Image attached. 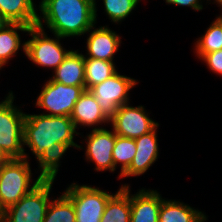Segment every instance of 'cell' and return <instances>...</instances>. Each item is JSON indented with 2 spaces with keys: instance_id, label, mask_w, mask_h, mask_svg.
Returning a JSON list of instances; mask_svg holds the SVG:
<instances>
[{
  "instance_id": "cell-5",
  "label": "cell",
  "mask_w": 222,
  "mask_h": 222,
  "mask_svg": "<svg viewBox=\"0 0 222 222\" xmlns=\"http://www.w3.org/2000/svg\"><path fill=\"white\" fill-rule=\"evenodd\" d=\"M44 30L42 21H37L36 26L29 28L27 33L32 38L25 41V55L34 64L55 70L71 50L61 46L60 39L64 37L54 35L56 38L53 39Z\"/></svg>"
},
{
  "instance_id": "cell-3",
  "label": "cell",
  "mask_w": 222,
  "mask_h": 222,
  "mask_svg": "<svg viewBox=\"0 0 222 222\" xmlns=\"http://www.w3.org/2000/svg\"><path fill=\"white\" fill-rule=\"evenodd\" d=\"M29 158L10 159L0 166V203L4 209L17 203L42 181L39 177L31 186Z\"/></svg>"
},
{
  "instance_id": "cell-10",
  "label": "cell",
  "mask_w": 222,
  "mask_h": 222,
  "mask_svg": "<svg viewBox=\"0 0 222 222\" xmlns=\"http://www.w3.org/2000/svg\"><path fill=\"white\" fill-rule=\"evenodd\" d=\"M110 122L116 135L132 139L151 132L158 125L149 117L144 106L132 107L129 103L120 106Z\"/></svg>"
},
{
  "instance_id": "cell-24",
  "label": "cell",
  "mask_w": 222,
  "mask_h": 222,
  "mask_svg": "<svg viewBox=\"0 0 222 222\" xmlns=\"http://www.w3.org/2000/svg\"><path fill=\"white\" fill-rule=\"evenodd\" d=\"M43 222H76V214L72 201L64 194L51 200Z\"/></svg>"
},
{
  "instance_id": "cell-16",
  "label": "cell",
  "mask_w": 222,
  "mask_h": 222,
  "mask_svg": "<svg viewBox=\"0 0 222 222\" xmlns=\"http://www.w3.org/2000/svg\"><path fill=\"white\" fill-rule=\"evenodd\" d=\"M54 73L53 81L68 86H85L84 55L78 50H71Z\"/></svg>"
},
{
  "instance_id": "cell-15",
  "label": "cell",
  "mask_w": 222,
  "mask_h": 222,
  "mask_svg": "<svg viewBox=\"0 0 222 222\" xmlns=\"http://www.w3.org/2000/svg\"><path fill=\"white\" fill-rule=\"evenodd\" d=\"M162 197L157 190L141 189L130 195V222H158Z\"/></svg>"
},
{
  "instance_id": "cell-33",
  "label": "cell",
  "mask_w": 222,
  "mask_h": 222,
  "mask_svg": "<svg viewBox=\"0 0 222 222\" xmlns=\"http://www.w3.org/2000/svg\"><path fill=\"white\" fill-rule=\"evenodd\" d=\"M219 4L218 6L222 7V0H215V3Z\"/></svg>"
},
{
  "instance_id": "cell-22",
  "label": "cell",
  "mask_w": 222,
  "mask_h": 222,
  "mask_svg": "<svg viewBox=\"0 0 222 222\" xmlns=\"http://www.w3.org/2000/svg\"><path fill=\"white\" fill-rule=\"evenodd\" d=\"M72 147L65 143H55L51 150H44L42 157L38 160L40 175L44 181H54L58 174L60 159L66 153L67 149Z\"/></svg>"
},
{
  "instance_id": "cell-27",
  "label": "cell",
  "mask_w": 222,
  "mask_h": 222,
  "mask_svg": "<svg viewBox=\"0 0 222 222\" xmlns=\"http://www.w3.org/2000/svg\"><path fill=\"white\" fill-rule=\"evenodd\" d=\"M201 60L207 64L212 72L222 76V49L205 54Z\"/></svg>"
},
{
  "instance_id": "cell-23",
  "label": "cell",
  "mask_w": 222,
  "mask_h": 222,
  "mask_svg": "<svg viewBox=\"0 0 222 222\" xmlns=\"http://www.w3.org/2000/svg\"><path fill=\"white\" fill-rule=\"evenodd\" d=\"M222 49V24L215 19L205 31V34L195 43V53L201 59L205 54Z\"/></svg>"
},
{
  "instance_id": "cell-14",
  "label": "cell",
  "mask_w": 222,
  "mask_h": 222,
  "mask_svg": "<svg viewBox=\"0 0 222 222\" xmlns=\"http://www.w3.org/2000/svg\"><path fill=\"white\" fill-rule=\"evenodd\" d=\"M70 117L76 129L79 128V125L94 127L103 123L110 124V119L101 110L94 95L89 90H84L80 95Z\"/></svg>"
},
{
  "instance_id": "cell-34",
  "label": "cell",
  "mask_w": 222,
  "mask_h": 222,
  "mask_svg": "<svg viewBox=\"0 0 222 222\" xmlns=\"http://www.w3.org/2000/svg\"><path fill=\"white\" fill-rule=\"evenodd\" d=\"M222 14V13H221ZM217 19L221 22L222 24V15L218 16Z\"/></svg>"
},
{
  "instance_id": "cell-32",
  "label": "cell",
  "mask_w": 222,
  "mask_h": 222,
  "mask_svg": "<svg viewBox=\"0 0 222 222\" xmlns=\"http://www.w3.org/2000/svg\"><path fill=\"white\" fill-rule=\"evenodd\" d=\"M13 94V92L11 91H9V94H8V96L5 98V100H3V101H1L0 102V106L11 96Z\"/></svg>"
},
{
  "instance_id": "cell-1",
  "label": "cell",
  "mask_w": 222,
  "mask_h": 222,
  "mask_svg": "<svg viewBox=\"0 0 222 222\" xmlns=\"http://www.w3.org/2000/svg\"><path fill=\"white\" fill-rule=\"evenodd\" d=\"M37 21L43 20L54 35L81 36L96 23L95 0H41Z\"/></svg>"
},
{
  "instance_id": "cell-18",
  "label": "cell",
  "mask_w": 222,
  "mask_h": 222,
  "mask_svg": "<svg viewBox=\"0 0 222 222\" xmlns=\"http://www.w3.org/2000/svg\"><path fill=\"white\" fill-rule=\"evenodd\" d=\"M207 216L180 201L165 200L159 209L158 222H204Z\"/></svg>"
},
{
  "instance_id": "cell-6",
  "label": "cell",
  "mask_w": 222,
  "mask_h": 222,
  "mask_svg": "<svg viewBox=\"0 0 222 222\" xmlns=\"http://www.w3.org/2000/svg\"><path fill=\"white\" fill-rule=\"evenodd\" d=\"M54 181L42 180L30 193L5 209L3 222H43Z\"/></svg>"
},
{
  "instance_id": "cell-21",
  "label": "cell",
  "mask_w": 222,
  "mask_h": 222,
  "mask_svg": "<svg viewBox=\"0 0 222 222\" xmlns=\"http://www.w3.org/2000/svg\"><path fill=\"white\" fill-rule=\"evenodd\" d=\"M85 65V90L112 77L117 73L114 61H106L84 57Z\"/></svg>"
},
{
  "instance_id": "cell-7",
  "label": "cell",
  "mask_w": 222,
  "mask_h": 222,
  "mask_svg": "<svg viewBox=\"0 0 222 222\" xmlns=\"http://www.w3.org/2000/svg\"><path fill=\"white\" fill-rule=\"evenodd\" d=\"M64 194L72 201L76 222H100L111 193L98 187L72 183Z\"/></svg>"
},
{
  "instance_id": "cell-9",
  "label": "cell",
  "mask_w": 222,
  "mask_h": 222,
  "mask_svg": "<svg viewBox=\"0 0 222 222\" xmlns=\"http://www.w3.org/2000/svg\"><path fill=\"white\" fill-rule=\"evenodd\" d=\"M138 83L133 78L120 75L118 72L102 83L91 87L89 91L94 95L101 110L110 119L117 109L129 102V91Z\"/></svg>"
},
{
  "instance_id": "cell-20",
  "label": "cell",
  "mask_w": 222,
  "mask_h": 222,
  "mask_svg": "<svg viewBox=\"0 0 222 222\" xmlns=\"http://www.w3.org/2000/svg\"><path fill=\"white\" fill-rule=\"evenodd\" d=\"M130 185L120 189L108 200L100 222H130Z\"/></svg>"
},
{
  "instance_id": "cell-11",
  "label": "cell",
  "mask_w": 222,
  "mask_h": 222,
  "mask_svg": "<svg viewBox=\"0 0 222 222\" xmlns=\"http://www.w3.org/2000/svg\"><path fill=\"white\" fill-rule=\"evenodd\" d=\"M85 156L90 162H94L96 171L109 170L114 172L113 149L116 142V134L103 127L92 128L87 135Z\"/></svg>"
},
{
  "instance_id": "cell-29",
  "label": "cell",
  "mask_w": 222,
  "mask_h": 222,
  "mask_svg": "<svg viewBox=\"0 0 222 222\" xmlns=\"http://www.w3.org/2000/svg\"><path fill=\"white\" fill-rule=\"evenodd\" d=\"M10 158L6 155V153L0 147V166L4 163H7Z\"/></svg>"
},
{
  "instance_id": "cell-2",
  "label": "cell",
  "mask_w": 222,
  "mask_h": 222,
  "mask_svg": "<svg viewBox=\"0 0 222 222\" xmlns=\"http://www.w3.org/2000/svg\"><path fill=\"white\" fill-rule=\"evenodd\" d=\"M75 125L68 116H50L46 114H25L23 124V145L30 148L37 161L44 150H51L55 143H65L84 149L74 142Z\"/></svg>"
},
{
  "instance_id": "cell-31",
  "label": "cell",
  "mask_w": 222,
  "mask_h": 222,
  "mask_svg": "<svg viewBox=\"0 0 222 222\" xmlns=\"http://www.w3.org/2000/svg\"><path fill=\"white\" fill-rule=\"evenodd\" d=\"M4 213H5V209L3 208V206L0 203V222L4 221Z\"/></svg>"
},
{
  "instance_id": "cell-25",
  "label": "cell",
  "mask_w": 222,
  "mask_h": 222,
  "mask_svg": "<svg viewBox=\"0 0 222 222\" xmlns=\"http://www.w3.org/2000/svg\"><path fill=\"white\" fill-rule=\"evenodd\" d=\"M136 151L135 139L116 135V142L112 156L114 171L116 170L118 163H120L121 166L118 178H120L121 174L130 166L133 158L135 157Z\"/></svg>"
},
{
  "instance_id": "cell-12",
  "label": "cell",
  "mask_w": 222,
  "mask_h": 222,
  "mask_svg": "<svg viewBox=\"0 0 222 222\" xmlns=\"http://www.w3.org/2000/svg\"><path fill=\"white\" fill-rule=\"evenodd\" d=\"M159 124L151 131L135 138L136 154L130 166L121 174L122 177L139 176L144 174L152 164L158 159L159 148L157 139V128Z\"/></svg>"
},
{
  "instance_id": "cell-13",
  "label": "cell",
  "mask_w": 222,
  "mask_h": 222,
  "mask_svg": "<svg viewBox=\"0 0 222 222\" xmlns=\"http://www.w3.org/2000/svg\"><path fill=\"white\" fill-rule=\"evenodd\" d=\"M94 28L95 26L87 31L90 32L86 39L88 56L84 55V57L113 61L115 53L119 50L121 37L107 26Z\"/></svg>"
},
{
  "instance_id": "cell-8",
  "label": "cell",
  "mask_w": 222,
  "mask_h": 222,
  "mask_svg": "<svg viewBox=\"0 0 222 222\" xmlns=\"http://www.w3.org/2000/svg\"><path fill=\"white\" fill-rule=\"evenodd\" d=\"M85 86H68L49 79L36 99V106L47 110L46 115L70 117Z\"/></svg>"
},
{
  "instance_id": "cell-17",
  "label": "cell",
  "mask_w": 222,
  "mask_h": 222,
  "mask_svg": "<svg viewBox=\"0 0 222 222\" xmlns=\"http://www.w3.org/2000/svg\"><path fill=\"white\" fill-rule=\"evenodd\" d=\"M36 10L33 0H0V12L9 23L36 26Z\"/></svg>"
},
{
  "instance_id": "cell-4",
  "label": "cell",
  "mask_w": 222,
  "mask_h": 222,
  "mask_svg": "<svg viewBox=\"0 0 222 222\" xmlns=\"http://www.w3.org/2000/svg\"><path fill=\"white\" fill-rule=\"evenodd\" d=\"M12 94L0 106V147L10 159L28 158L23 145L25 113L13 105Z\"/></svg>"
},
{
  "instance_id": "cell-19",
  "label": "cell",
  "mask_w": 222,
  "mask_h": 222,
  "mask_svg": "<svg viewBox=\"0 0 222 222\" xmlns=\"http://www.w3.org/2000/svg\"><path fill=\"white\" fill-rule=\"evenodd\" d=\"M29 28L30 26L20 23H8L0 29V70L18 53L19 49H23L25 53L26 43H21L18 31L28 32Z\"/></svg>"
},
{
  "instance_id": "cell-28",
  "label": "cell",
  "mask_w": 222,
  "mask_h": 222,
  "mask_svg": "<svg viewBox=\"0 0 222 222\" xmlns=\"http://www.w3.org/2000/svg\"><path fill=\"white\" fill-rule=\"evenodd\" d=\"M201 0H165L166 3L177 5V6H188L193 10L200 11L203 9V5L201 4ZM208 1V0H207Z\"/></svg>"
},
{
  "instance_id": "cell-30",
  "label": "cell",
  "mask_w": 222,
  "mask_h": 222,
  "mask_svg": "<svg viewBox=\"0 0 222 222\" xmlns=\"http://www.w3.org/2000/svg\"><path fill=\"white\" fill-rule=\"evenodd\" d=\"M9 22L4 18L2 13L0 12V29H2L5 25H7Z\"/></svg>"
},
{
  "instance_id": "cell-26",
  "label": "cell",
  "mask_w": 222,
  "mask_h": 222,
  "mask_svg": "<svg viewBox=\"0 0 222 222\" xmlns=\"http://www.w3.org/2000/svg\"><path fill=\"white\" fill-rule=\"evenodd\" d=\"M141 0H103L106 15L113 23L124 20L138 5ZM97 9L95 0V19L97 20Z\"/></svg>"
}]
</instances>
